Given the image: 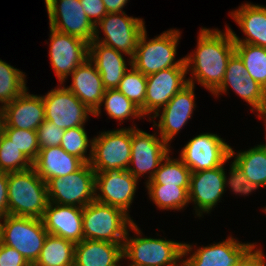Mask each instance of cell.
<instances>
[{
	"instance_id": "obj_1",
	"label": "cell",
	"mask_w": 266,
	"mask_h": 266,
	"mask_svg": "<svg viewBox=\"0 0 266 266\" xmlns=\"http://www.w3.org/2000/svg\"><path fill=\"white\" fill-rule=\"evenodd\" d=\"M197 44L196 51L184 57L187 71L192 70L188 83L194 85L196 80L213 93L223 81L235 42L228 26L225 32L201 28Z\"/></svg>"
},
{
	"instance_id": "obj_2",
	"label": "cell",
	"mask_w": 266,
	"mask_h": 266,
	"mask_svg": "<svg viewBox=\"0 0 266 266\" xmlns=\"http://www.w3.org/2000/svg\"><path fill=\"white\" fill-rule=\"evenodd\" d=\"M84 239L124 243L128 229L141 234L140 228L121 208L93 200L83 207Z\"/></svg>"
},
{
	"instance_id": "obj_3",
	"label": "cell",
	"mask_w": 266,
	"mask_h": 266,
	"mask_svg": "<svg viewBox=\"0 0 266 266\" xmlns=\"http://www.w3.org/2000/svg\"><path fill=\"white\" fill-rule=\"evenodd\" d=\"M8 214L42 219L48 204L47 183L33 167L8 173Z\"/></svg>"
},
{
	"instance_id": "obj_4",
	"label": "cell",
	"mask_w": 266,
	"mask_h": 266,
	"mask_svg": "<svg viewBox=\"0 0 266 266\" xmlns=\"http://www.w3.org/2000/svg\"><path fill=\"white\" fill-rule=\"evenodd\" d=\"M192 245L164 239L129 237L123 243V258L128 266H169L191 254Z\"/></svg>"
},
{
	"instance_id": "obj_5",
	"label": "cell",
	"mask_w": 266,
	"mask_h": 266,
	"mask_svg": "<svg viewBox=\"0 0 266 266\" xmlns=\"http://www.w3.org/2000/svg\"><path fill=\"white\" fill-rule=\"evenodd\" d=\"M180 33L179 30L170 29L147 40L145 29L138 40L134 57L131 59L132 65L146 76L171 67L186 66L184 57L175 61Z\"/></svg>"
},
{
	"instance_id": "obj_6",
	"label": "cell",
	"mask_w": 266,
	"mask_h": 266,
	"mask_svg": "<svg viewBox=\"0 0 266 266\" xmlns=\"http://www.w3.org/2000/svg\"><path fill=\"white\" fill-rule=\"evenodd\" d=\"M47 235L42 219L9 214L3 217L1 242L16 249L31 266L39 258Z\"/></svg>"
},
{
	"instance_id": "obj_7",
	"label": "cell",
	"mask_w": 266,
	"mask_h": 266,
	"mask_svg": "<svg viewBox=\"0 0 266 266\" xmlns=\"http://www.w3.org/2000/svg\"><path fill=\"white\" fill-rule=\"evenodd\" d=\"M95 174L90 163L77 171L47 182L48 201L59 205L85 207L95 200Z\"/></svg>"
},
{
	"instance_id": "obj_8",
	"label": "cell",
	"mask_w": 266,
	"mask_h": 266,
	"mask_svg": "<svg viewBox=\"0 0 266 266\" xmlns=\"http://www.w3.org/2000/svg\"><path fill=\"white\" fill-rule=\"evenodd\" d=\"M92 140L90 165L95 172L117 168L128 169L132 151V127L104 131Z\"/></svg>"
},
{
	"instance_id": "obj_9",
	"label": "cell",
	"mask_w": 266,
	"mask_h": 266,
	"mask_svg": "<svg viewBox=\"0 0 266 266\" xmlns=\"http://www.w3.org/2000/svg\"><path fill=\"white\" fill-rule=\"evenodd\" d=\"M143 19L129 17L125 12L107 13L95 26L94 41L114 48L132 59L136 52L138 40L145 28ZM99 28L104 38L99 37Z\"/></svg>"
},
{
	"instance_id": "obj_10",
	"label": "cell",
	"mask_w": 266,
	"mask_h": 266,
	"mask_svg": "<svg viewBox=\"0 0 266 266\" xmlns=\"http://www.w3.org/2000/svg\"><path fill=\"white\" fill-rule=\"evenodd\" d=\"M179 156L191 172H198L225 164L235 156V152L217 134L203 133L193 137L182 148Z\"/></svg>"
},
{
	"instance_id": "obj_11",
	"label": "cell",
	"mask_w": 266,
	"mask_h": 266,
	"mask_svg": "<svg viewBox=\"0 0 266 266\" xmlns=\"http://www.w3.org/2000/svg\"><path fill=\"white\" fill-rule=\"evenodd\" d=\"M169 146L161 136L158 137L156 133L149 134L134 125L131 140L130 164L132 165H129L127 170L136 179L149 173L147 181H150L163 159L170 153Z\"/></svg>"
},
{
	"instance_id": "obj_12",
	"label": "cell",
	"mask_w": 266,
	"mask_h": 266,
	"mask_svg": "<svg viewBox=\"0 0 266 266\" xmlns=\"http://www.w3.org/2000/svg\"><path fill=\"white\" fill-rule=\"evenodd\" d=\"M42 98L45 120L51 121L63 130L84 126L89 114H94L64 85L52 89Z\"/></svg>"
},
{
	"instance_id": "obj_13",
	"label": "cell",
	"mask_w": 266,
	"mask_h": 266,
	"mask_svg": "<svg viewBox=\"0 0 266 266\" xmlns=\"http://www.w3.org/2000/svg\"><path fill=\"white\" fill-rule=\"evenodd\" d=\"M49 57L60 84L89 58V43L50 27Z\"/></svg>"
},
{
	"instance_id": "obj_14",
	"label": "cell",
	"mask_w": 266,
	"mask_h": 266,
	"mask_svg": "<svg viewBox=\"0 0 266 266\" xmlns=\"http://www.w3.org/2000/svg\"><path fill=\"white\" fill-rule=\"evenodd\" d=\"M45 5L51 28L87 43L94 39L95 25L86 16L80 0H49Z\"/></svg>"
},
{
	"instance_id": "obj_15",
	"label": "cell",
	"mask_w": 266,
	"mask_h": 266,
	"mask_svg": "<svg viewBox=\"0 0 266 266\" xmlns=\"http://www.w3.org/2000/svg\"><path fill=\"white\" fill-rule=\"evenodd\" d=\"M229 87L251 105L252 112L257 111L258 117L262 114L266 105V89L248 76L244 63L236 52L228 60L221 85L212 94L218 97L221 93H226Z\"/></svg>"
},
{
	"instance_id": "obj_16",
	"label": "cell",
	"mask_w": 266,
	"mask_h": 266,
	"mask_svg": "<svg viewBox=\"0 0 266 266\" xmlns=\"http://www.w3.org/2000/svg\"><path fill=\"white\" fill-rule=\"evenodd\" d=\"M137 183L138 179L128 170L121 168L96 172L95 200L121 208L129 214V208L134 200Z\"/></svg>"
},
{
	"instance_id": "obj_17",
	"label": "cell",
	"mask_w": 266,
	"mask_h": 266,
	"mask_svg": "<svg viewBox=\"0 0 266 266\" xmlns=\"http://www.w3.org/2000/svg\"><path fill=\"white\" fill-rule=\"evenodd\" d=\"M187 72L186 66H177L147 75L145 116L160 112V108L189 84L185 79Z\"/></svg>"
},
{
	"instance_id": "obj_18",
	"label": "cell",
	"mask_w": 266,
	"mask_h": 266,
	"mask_svg": "<svg viewBox=\"0 0 266 266\" xmlns=\"http://www.w3.org/2000/svg\"><path fill=\"white\" fill-rule=\"evenodd\" d=\"M224 191V164L214 169L191 172L189 203L196 204L194 210L197 216L209 213L220 202Z\"/></svg>"
},
{
	"instance_id": "obj_19",
	"label": "cell",
	"mask_w": 266,
	"mask_h": 266,
	"mask_svg": "<svg viewBox=\"0 0 266 266\" xmlns=\"http://www.w3.org/2000/svg\"><path fill=\"white\" fill-rule=\"evenodd\" d=\"M195 85L188 84L179 91L166 106L162 107L161 115L156 112L153 118L159 117L158 124L153 120L156 129L159 130L160 136L169 144L174 136L179 133L181 128L187 124V121L192 117L195 104Z\"/></svg>"
},
{
	"instance_id": "obj_20",
	"label": "cell",
	"mask_w": 266,
	"mask_h": 266,
	"mask_svg": "<svg viewBox=\"0 0 266 266\" xmlns=\"http://www.w3.org/2000/svg\"><path fill=\"white\" fill-rule=\"evenodd\" d=\"M83 208L48 202L42 221L49 234L74 243L84 239Z\"/></svg>"
},
{
	"instance_id": "obj_21",
	"label": "cell",
	"mask_w": 266,
	"mask_h": 266,
	"mask_svg": "<svg viewBox=\"0 0 266 266\" xmlns=\"http://www.w3.org/2000/svg\"><path fill=\"white\" fill-rule=\"evenodd\" d=\"M5 128L34 130L45 120V107L42 96L29 94L27 89L12 102L4 105Z\"/></svg>"
},
{
	"instance_id": "obj_22",
	"label": "cell",
	"mask_w": 266,
	"mask_h": 266,
	"mask_svg": "<svg viewBox=\"0 0 266 266\" xmlns=\"http://www.w3.org/2000/svg\"><path fill=\"white\" fill-rule=\"evenodd\" d=\"M256 243H240L229 236L225 241L199 247L186 260L189 266H236Z\"/></svg>"
},
{
	"instance_id": "obj_23",
	"label": "cell",
	"mask_w": 266,
	"mask_h": 266,
	"mask_svg": "<svg viewBox=\"0 0 266 266\" xmlns=\"http://www.w3.org/2000/svg\"><path fill=\"white\" fill-rule=\"evenodd\" d=\"M71 75L72 83L66 88L91 111L95 112L100 107L106 90L95 65L88 58Z\"/></svg>"
},
{
	"instance_id": "obj_24",
	"label": "cell",
	"mask_w": 266,
	"mask_h": 266,
	"mask_svg": "<svg viewBox=\"0 0 266 266\" xmlns=\"http://www.w3.org/2000/svg\"><path fill=\"white\" fill-rule=\"evenodd\" d=\"M123 53L92 40L89 43V60L95 65L102 77L105 89H115L119 86L128 70Z\"/></svg>"
},
{
	"instance_id": "obj_25",
	"label": "cell",
	"mask_w": 266,
	"mask_h": 266,
	"mask_svg": "<svg viewBox=\"0 0 266 266\" xmlns=\"http://www.w3.org/2000/svg\"><path fill=\"white\" fill-rule=\"evenodd\" d=\"M123 243L83 239L75 243L73 266H121Z\"/></svg>"
},
{
	"instance_id": "obj_26",
	"label": "cell",
	"mask_w": 266,
	"mask_h": 266,
	"mask_svg": "<svg viewBox=\"0 0 266 266\" xmlns=\"http://www.w3.org/2000/svg\"><path fill=\"white\" fill-rule=\"evenodd\" d=\"M230 15L246 35L242 40L229 28L235 43L266 48V7L245 3Z\"/></svg>"
},
{
	"instance_id": "obj_27",
	"label": "cell",
	"mask_w": 266,
	"mask_h": 266,
	"mask_svg": "<svg viewBox=\"0 0 266 266\" xmlns=\"http://www.w3.org/2000/svg\"><path fill=\"white\" fill-rule=\"evenodd\" d=\"M84 162L68 154L60 146L40 148L32 167L46 183L56 177H64L77 171Z\"/></svg>"
},
{
	"instance_id": "obj_28",
	"label": "cell",
	"mask_w": 266,
	"mask_h": 266,
	"mask_svg": "<svg viewBox=\"0 0 266 266\" xmlns=\"http://www.w3.org/2000/svg\"><path fill=\"white\" fill-rule=\"evenodd\" d=\"M74 249V242L48 233L33 266H73Z\"/></svg>"
},
{
	"instance_id": "obj_29",
	"label": "cell",
	"mask_w": 266,
	"mask_h": 266,
	"mask_svg": "<svg viewBox=\"0 0 266 266\" xmlns=\"http://www.w3.org/2000/svg\"><path fill=\"white\" fill-rule=\"evenodd\" d=\"M170 153L163 159L159 168L146 185H171L177 187H190L191 170L182 159H172Z\"/></svg>"
},
{
	"instance_id": "obj_30",
	"label": "cell",
	"mask_w": 266,
	"mask_h": 266,
	"mask_svg": "<svg viewBox=\"0 0 266 266\" xmlns=\"http://www.w3.org/2000/svg\"><path fill=\"white\" fill-rule=\"evenodd\" d=\"M233 162L257 187H266V155L258 145L238 152Z\"/></svg>"
},
{
	"instance_id": "obj_31",
	"label": "cell",
	"mask_w": 266,
	"mask_h": 266,
	"mask_svg": "<svg viewBox=\"0 0 266 266\" xmlns=\"http://www.w3.org/2000/svg\"><path fill=\"white\" fill-rule=\"evenodd\" d=\"M102 103L105 105L104 109L108 116L121 122L123 120L130 119L129 117H133V119H141L140 117L144 116L141 113L140 108L116 88L105 90L101 105L94 112L93 116H99L101 113Z\"/></svg>"
},
{
	"instance_id": "obj_32",
	"label": "cell",
	"mask_w": 266,
	"mask_h": 266,
	"mask_svg": "<svg viewBox=\"0 0 266 266\" xmlns=\"http://www.w3.org/2000/svg\"><path fill=\"white\" fill-rule=\"evenodd\" d=\"M235 52L242 59L248 76L266 89V48L245 43H235Z\"/></svg>"
},
{
	"instance_id": "obj_33",
	"label": "cell",
	"mask_w": 266,
	"mask_h": 266,
	"mask_svg": "<svg viewBox=\"0 0 266 266\" xmlns=\"http://www.w3.org/2000/svg\"><path fill=\"white\" fill-rule=\"evenodd\" d=\"M150 199L159 209L180 210L189 204V188L171 185H146Z\"/></svg>"
},
{
	"instance_id": "obj_34",
	"label": "cell",
	"mask_w": 266,
	"mask_h": 266,
	"mask_svg": "<svg viewBox=\"0 0 266 266\" xmlns=\"http://www.w3.org/2000/svg\"><path fill=\"white\" fill-rule=\"evenodd\" d=\"M26 75L0 59V103L5 105L20 96L26 89Z\"/></svg>"
},
{
	"instance_id": "obj_35",
	"label": "cell",
	"mask_w": 266,
	"mask_h": 266,
	"mask_svg": "<svg viewBox=\"0 0 266 266\" xmlns=\"http://www.w3.org/2000/svg\"><path fill=\"white\" fill-rule=\"evenodd\" d=\"M130 68L124 74L119 86L116 88L130 101L140 108L145 116V96L147 89V76L139 72L129 59Z\"/></svg>"
},
{
	"instance_id": "obj_36",
	"label": "cell",
	"mask_w": 266,
	"mask_h": 266,
	"mask_svg": "<svg viewBox=\"0 0 266 266\" xmlns=\"http://www.w3.org/2000/svg\"><path fill=\"white\" fill-rule=\"evenodd\" d=\"M90 153L87 156V148ZM93 140H88V136L84 126L65 129L60 147L68 154H72L80 158L84 163H90L92 157Z\"/></svg>"
},
{
	"instance_id": "obj_37",
	"label": "cell",
	"mask_w": 266,
	"mask_h": 266,
	"mask_svg": "<svg viewBox=\"0 0 266 266\" xmlns=\"http://www.w3.org/2000/svg\"><path fill=\"white\" fill-rule=\"evenodd\" d=\"M33 163L3 135L0 140V171L11 173L31 168Z\"/></svg>"
},
{
	"instance_id": "obj_38",
	"label": "cell",
	"mask_w": 266,
	"mask_h": 266,
	"mask_svg": "<svg viewBox=\"0 0 266 266\" xmlns=\"http://www.w3.org/2000/svg\"><path fill=\"white\" fill-rule=\"evenodd\" d=\"M4 135L21 151L32 163L40 151L37 131L18 128H4Z\"/></svg>"
},
{
	"instance_id": "obj_39",
	"label": "cell",
	"mask_w": 266,
	"mask_h": 266,
	"mask_svg": "<svg viewBox=\"0 0 266 266\" xmlns=\"http://www.w3.org/2000/svg\"><path fill=\"white\" fill-rule=\"evenodd\" d=\"M230 177L227 179L225 174V188L226 184L231 187V190L234 194H241V195H249V193L253 192L256 189H259L253 182H251L243 172L238 168V166L232 162L230 165Z\"/></svg>"
},
{
	"instance_id": "obj_40",
	"label": "cell",
	"mask_w": 266,
	"mask_h": 266,
	"mask_svg": "<svg viewBox=\"0 0 266 266\" xmlns=\"http://www.w3.org/2000/svg\"><path fill=\"white\" fill-rule=\"evenodd\" d=\"M36 131L40 148L60 146L65 132V130L57 127L54 123L48 120H44Z\"/></svg>"
},
{
	"instance_id": "obj_41",
	"label": "cell",
	"mask_w": 266,
	"mask_h": 266,
	"mask_svg": "<svg viewBox=\"0 0 266 266\" xmlns=\"http://www.w3.org/2000/svg\"><path fill=\"white\" fill-rule=\"evenodd\" d=\"M0 266H31L13 247L0 243Z\"/></svg>"
},
{
	"instance_id": "obj_42",
	"label": "cell",
	"mask_w": 266,
	"mask_h": 266,
	"mask_svg": "<svg viewBox=\"0 0 266 266\" xmlns=\"http://www.w3.org/2000/svg\"><path fill=\"white\" fill-rule=\"evenodd\" d=\"M80 3L86 16L95 26L107 15V10L102 0H80Z\"/></svg>"
},
{
	"instance_id": "obj_43",
	"label": "cell",
	"mask_w": 266,
	"mask_h": 266,
	"mask_svg": "<svg viewBox=\"0 0 266 266\" xmlns=\"http://www.w3.org/2000/svg\"><path fill=\"white\" fill-rule=\"evenodd\" d=\"M255 247L256 244L241 258L236 266H266L263 250Z\"/></svg>"
},
{
	"instance_id": "obj_44",
	"label": "cell",
	"mask_w": 266,
	"mask_h": 266,
	"mask_svg": "<svg viewBox=\"0 0 266 266\" xmlns=\"http://www.w3.org/2000/svg\"><path fill=\"white\" fill-rule=\"evenodd\" d=\"M8 173L0 171V217L8 214Z\"/></svg>"
},
{
	"instance_id": "obj_45",
	"label": "cell",
	"mask_w": 266,
	"mask_h": 266,
	"mask_svg": "<svg viewBox=\"0 0 266 266\" xmlns=\"http://www.w3.org/2000/svg\"><path fill=\"white\" fill-rule=\"evenodd\" d=\"M106 7L107 13H121L124 12L123 7L128 0H102Z\"/></svg>"
},
{
	"instance_id": "obj_46",
	"label": "cell",
	"mask_w": 266,
	"mask_h": 266,
	"mask_svg": "<svg viewBox=\"0 0 266 266\" xmlns=\"http://www.w3.org/2000/svg\"><path fill=\"white\" fill-rule=\"evenodd\" d=\"M5 125H6L5 109H4V105H0V140H1L2 136L4 135Z\"/></svg>"
},
{
	"instance_id": "obj_47",
	"label": "cell",
	"mask_w": 266,
	"mask_h": 266,
	"mask_svg": "<svg viewBox=\"0 0 266 266\" xmlns=\"http://www.w3.org/2000/svg\"><path fill=\"white\" fill-rule=\"evenodd\" d=\"M182 260H183V259L180 258V259H179L178 261H176L174 264L169 265V266H189L187 260H185V259H184L183 261H182ZM177 262H178L179 264H178Z\"/></svg>"
},
{
	"instance_id": "obj_48",
	"label": "cell",
	"mask_w": 266,
	"mask_h": 266,
	"mask_svg": "<svg viewBox=\"0 0 266 266\" xmlns=\"http://www.w3.org/2000/svg\"><path fill=\"white\" fill-rule=\"evenodd\" d=\"M259 118H261L262 120L265 121V126H266V105H265V109L262 112V114L259 116Z\"/></svg>"
},
{
	"instance_id": "obj_49",
	"label": "cell",
	"mask_w": 266,
	"mask_h": 266,
	"mask_svg": "<svg viewBox=\"0 0 266 266\" xmlns=\"http://www.w3.org/2000/svg\"><path fill=\"white\" fill-rule=\"evenodd\" d=\"M266 131V130H265ZM266 136V135H265ZM260 147V149L265 153L266 155V143L265 144H260L258 145Z\"/></svg>"
},
{
	"instance_id": "obj_50",
	"label": "cell",
	"mask_w": 266,
	"mask_h": 266,
	"mask_svg": "<svg viewBox=\"0 0 266 266\" xmlns=\"http://www.w3.org/2000/svg\"><path fill=\"white\" fill-rule=\"evenodd\" d=\"M3 221V217H0V243H1V233H2V222Z\"/></svg>"
}]
</instances>
